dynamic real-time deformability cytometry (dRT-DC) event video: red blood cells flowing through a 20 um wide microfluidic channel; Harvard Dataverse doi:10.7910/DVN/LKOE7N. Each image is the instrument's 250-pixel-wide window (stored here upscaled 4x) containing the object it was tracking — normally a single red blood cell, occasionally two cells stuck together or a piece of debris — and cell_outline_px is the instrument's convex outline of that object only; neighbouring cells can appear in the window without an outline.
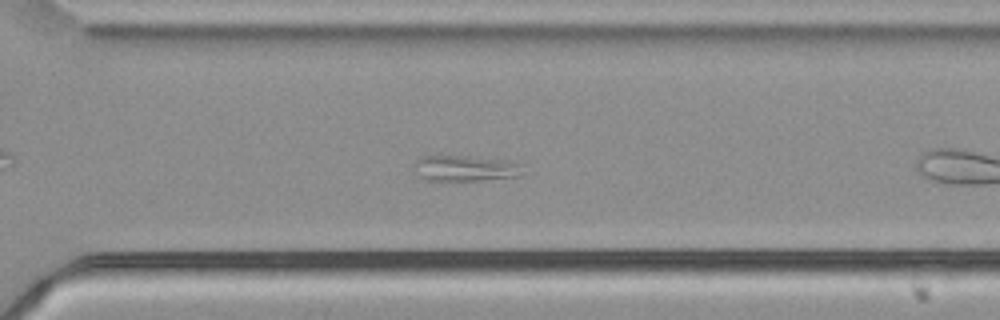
{"species": "common noctule bat (a hibernating species)", "species_latin": "Nyctalus noctula", "temperature_condition": "cold", "stored_images_in_passage": 40, "camera_frame_rate_fps": 3000, "um_per_image_px": 0.085, "animal": {"sex": "male", "body_mass_g": 21.5, "forearm_length_mm": 52.0}, "frame": {"image": 1, "passage_image": 23, "time_ms": 7.333, "image_size_px": [1000, 320], "cell_outline_px": [[524, 164], [512, 176], [480, 180], [424, 180], [416, 176], [412, 172], [412, 164], [416, 160], [424, 156], [472, 156], [504, 160]], "centroid_in_image_um": [39.35, 14.29], "position_along_channel_um": 331.3, "area_um2": 16.18}}